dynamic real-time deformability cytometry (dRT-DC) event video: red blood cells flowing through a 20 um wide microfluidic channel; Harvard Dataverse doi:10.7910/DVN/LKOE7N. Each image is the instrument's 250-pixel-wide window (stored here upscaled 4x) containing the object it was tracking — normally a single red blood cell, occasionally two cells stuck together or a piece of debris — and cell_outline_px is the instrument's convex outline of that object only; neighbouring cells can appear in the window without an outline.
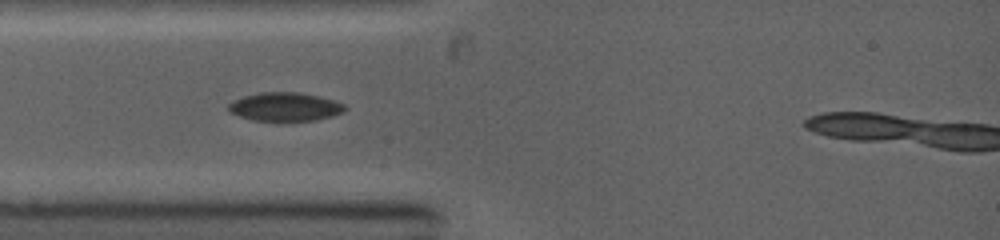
{"species": "common noctule bat (a hibernating species)", "species_latin": "Nyctalus noctula", "temperature_condition": "warm", "stored_images_in_passage": 4, "camera_frame_rate_fps": 5000, "um_per_image_px": 0.085, "animal": {"sex": "female", "body_mass_g": 19.0, "forearm_length_mm": 53.3}, "frame": {"image": 1, "passage_image": 2, "time_ms": 1.2, "image_size_px": [1000, 240], "cell_outline_px": [[348, 108], [344, 112], [332, 116], [316, 120], [252, 120], [240, 116], [232, 112], [228, 108], [228, 104], [232, 100], [244, 96], [260, 92], [300, 92], [332, 100], [344, 104]], "centroid_in_image_um": [24.23, 9.07], "position_along_channel_um": 60.8, "area_um2": 19.19}}